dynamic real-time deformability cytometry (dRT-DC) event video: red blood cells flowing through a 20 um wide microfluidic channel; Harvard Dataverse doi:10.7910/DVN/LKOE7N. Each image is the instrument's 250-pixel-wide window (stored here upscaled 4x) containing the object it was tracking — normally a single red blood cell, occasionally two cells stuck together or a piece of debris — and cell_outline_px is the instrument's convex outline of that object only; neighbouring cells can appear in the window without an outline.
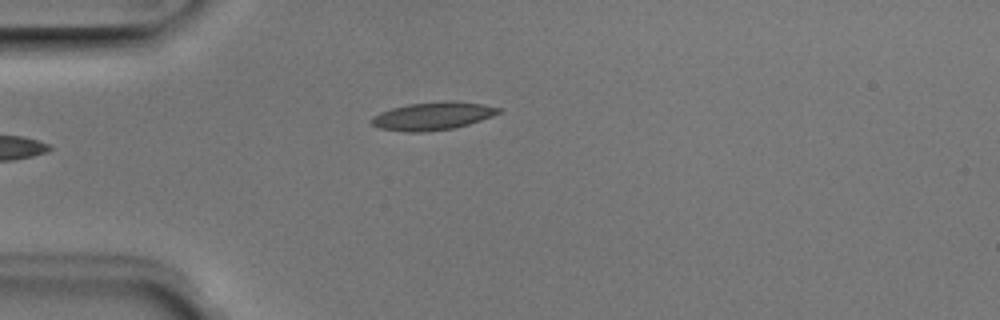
{"species": "Egyptian fruit bat (a non-hibernating species)", "species_latin": "Rousettus aegyptiacus", "temperature_condition": "room temperature", "stored_images_in_passage": 6, "camera_frame_rate_fps": 3000, "um_per_image_px": 0.085, "animal": {"sex": "male"}, "frame": {"image": 1, "passage_image": 5, "time_ms": 1.333, "image_size_px": [1000, 320], "cell_outline_px": [[500, 112], [492, 116], [468, 124], [452, 128], [424, 132], [404, 132], [380, 128], [372, 124], [372, 116], [380, 112], [392, 108], [408, 104], [444, 100], [452, 100], [484, 104], [500, 108]], "centroid_in_image_um": [36.77, 9.85], "position_along_channel_um": 48.2, "area_um2": 20.63}}